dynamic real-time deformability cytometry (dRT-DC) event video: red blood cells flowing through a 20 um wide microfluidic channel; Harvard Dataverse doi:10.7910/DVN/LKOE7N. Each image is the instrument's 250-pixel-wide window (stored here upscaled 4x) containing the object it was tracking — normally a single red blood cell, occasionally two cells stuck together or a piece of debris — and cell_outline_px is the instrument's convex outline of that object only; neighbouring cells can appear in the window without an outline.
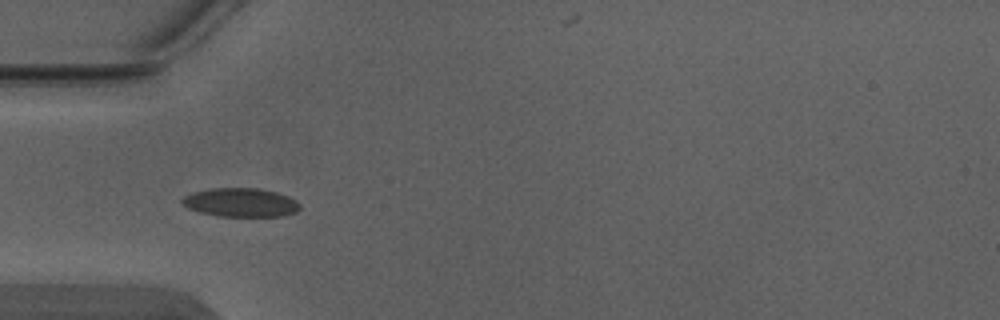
{"species": "Egyptian fruit bat (a non-hibernating species)", "species_latin": "Rousettus aegyptiacus", "temperature_condition": "warm", "stored_images_in_passage": 3, "camera_frame_rate_fps": 3000, "um_per_image_px": 0.085, "animal": {"sex": "male"}, "frame": {"image": 1, "passage_image": 3, "time_ms": 0.667, "image_size_px": [1000, 320], "cell_outline_px": [[300, 208], [296, 212], [284, 216], [216, 216], [200, 212], [188, 208], [180, 204], [180, 200], [184, 196], [192, 192], [208, 188], [260, 188], [276, 192], [288, 196], [296, 200], [300, 204]], "centroid_in_image_um": [20.43, 17.2], "position_along_channel_um": 64.6, "area_um2": 20.0}}